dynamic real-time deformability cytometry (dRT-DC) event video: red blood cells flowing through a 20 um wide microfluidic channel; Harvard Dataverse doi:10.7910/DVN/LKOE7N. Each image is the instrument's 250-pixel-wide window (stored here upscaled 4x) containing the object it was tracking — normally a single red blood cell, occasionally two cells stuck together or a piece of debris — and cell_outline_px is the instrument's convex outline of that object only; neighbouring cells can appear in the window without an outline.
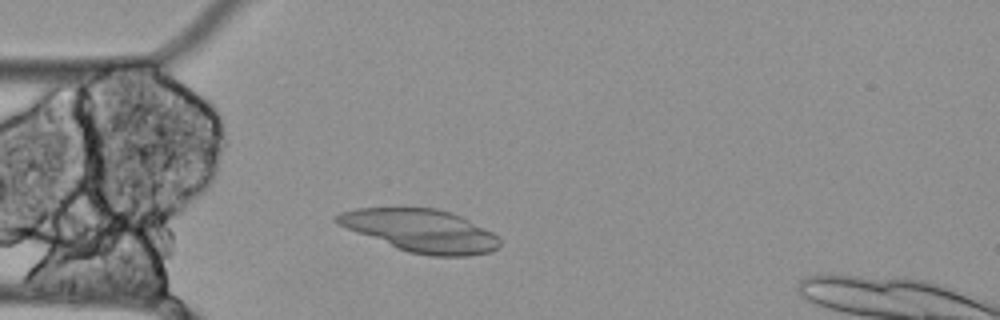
{"species": "Egyptian fruit bat (a non-hibernating species)", "species_latin": "Rousettus aegyptiacus", "temperature_condition": "cold", "stored_images_in_passage": 44, "camera_frame_rate_fps": 3000, "um_per_image_px": 0.085, "animal": {"sex": "female"}, "frame": {"image": 1, "passage_image": 7, "time_ms": 2.0, "image_size_px": [1000, 320], "cell_outline_px": [[500, 244], [492, 252], [468, 256], [432, 256], [408, 252], [396, 248], [336, 224], [332, 220], [332, 216], [340, 212], [356, 208], [436, 208], [460, 216], [492, 232], [500, 240]], "centroid_in_image_um": [35.72, 19.61], "position_along_channel_um": 49.3, "area_um2": 40.34}}
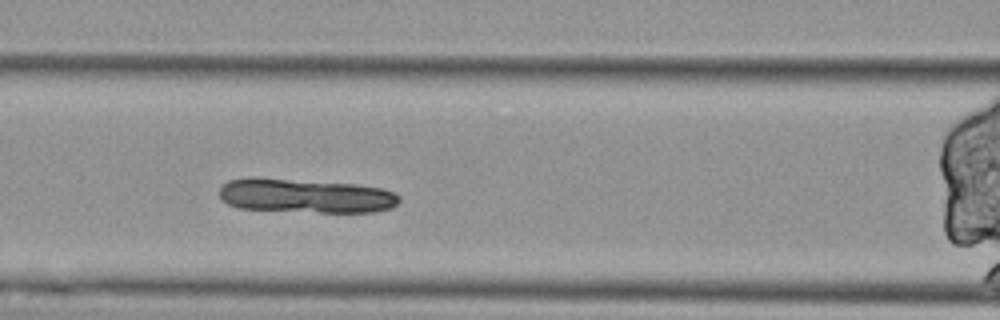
{"frame": {"image": 2, "passage_image": 15, "time_ms": 4.667, "image_size_px": [1000, 320], "cell_outline_px": [[400, 200], [392, 208], [376, 212], [320, 212], [236, 208], [220, 200], [220, 188], [228, 180], [248, 176], [252, 176], [356, 184], [380, 188], [392, 192], [400, 196]], "centroid_in_image_um": [25.92, 16.63], "position_along_channel_um": 140.7, "area_um2": 36.24}}
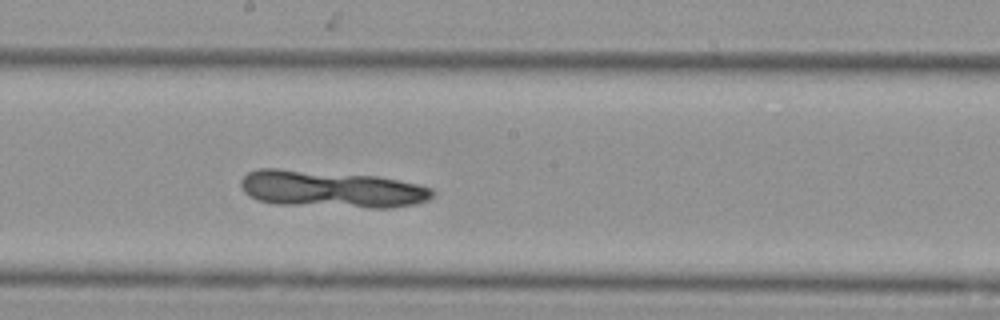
{"frame": {"image": 3, "passage_image": 22, "time_ms": 7.0, "image_size_px": [1000, 320], "cell_outline_px": [[436, 192], [428, 200], [412, 204], [392, 208], [368, 208], [276, 204], [256, 200], [244, 192], [240, 184], [240, 180], [248, 172], [256, 168], [276, 168], [376, 176], [416, 184], [432, 188]], "centroid_in_image_um": [28.12, 16.08], "position_along_channel_um": 220.1, "area_um2": 41.5}}